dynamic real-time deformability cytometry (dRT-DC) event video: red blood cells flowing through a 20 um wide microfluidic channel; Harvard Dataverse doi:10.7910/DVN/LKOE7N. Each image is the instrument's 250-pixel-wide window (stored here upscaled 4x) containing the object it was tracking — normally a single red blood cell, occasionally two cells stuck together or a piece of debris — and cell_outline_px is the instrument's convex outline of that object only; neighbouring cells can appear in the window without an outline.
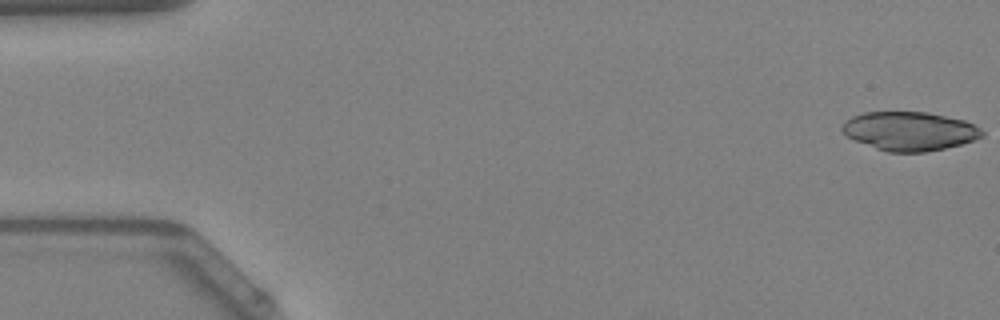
{"species": "Egyptian fruit bat (a non-hibernating species)", "species_latin": "Rousettus aegyptiacus", "temperature_condition": "warm", "stored_images_in_passage": 17, "camera_frame_rate_fps": 3000, "um_per_image_px": 0.085, "animal": {"sex": "female"}, "frame": {"image": 1, "passage_image": 1, "time_ms": 0.0, "image_size_px": [1000, 320], "cell_outline_px": [[984, 136], [960, 144], [944, 148], [924, 152], [888, 152], [876, 148], [856, 140], [848, 136], [840, 128], [852, 116], [864, 112], [924, 112], [964, 120], [980, 128], [984, 132]], "centroid_in_image_um": [77.32, 11.14], "position_along_channel_um": 7.7, "area_um2": 31.15}}
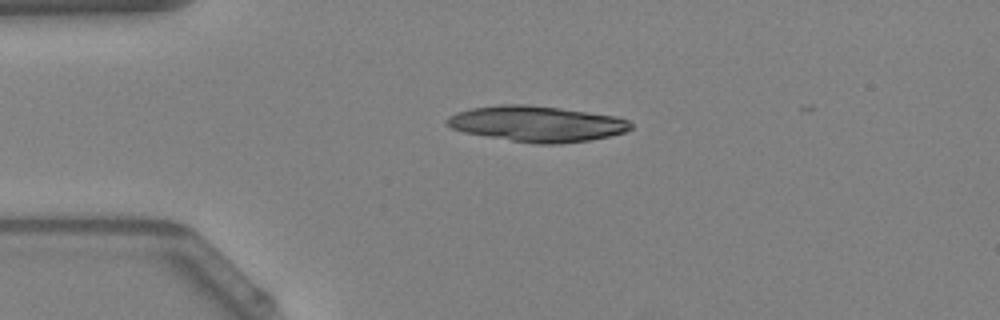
{"frame": {"image": 2, "passage_image": 12, "time_ms": 3.667, "image_size_px": [1000, 320], "cell_outline_px": [[632, 128], [624, 132], [608, 136], [588, 140], [560, 144], [536, 144], [464, 132], [452, 128], [444, 120], [448, 116], [456, 112], [472, 108], [500, 104], [528, 104], [560, 108], [616, 116], [628, 120], [632, 124]], "centroid_in_image_um": [45.63, 10.51], "position_along_channel_um": 39.4, "area_um2": 38.09}}